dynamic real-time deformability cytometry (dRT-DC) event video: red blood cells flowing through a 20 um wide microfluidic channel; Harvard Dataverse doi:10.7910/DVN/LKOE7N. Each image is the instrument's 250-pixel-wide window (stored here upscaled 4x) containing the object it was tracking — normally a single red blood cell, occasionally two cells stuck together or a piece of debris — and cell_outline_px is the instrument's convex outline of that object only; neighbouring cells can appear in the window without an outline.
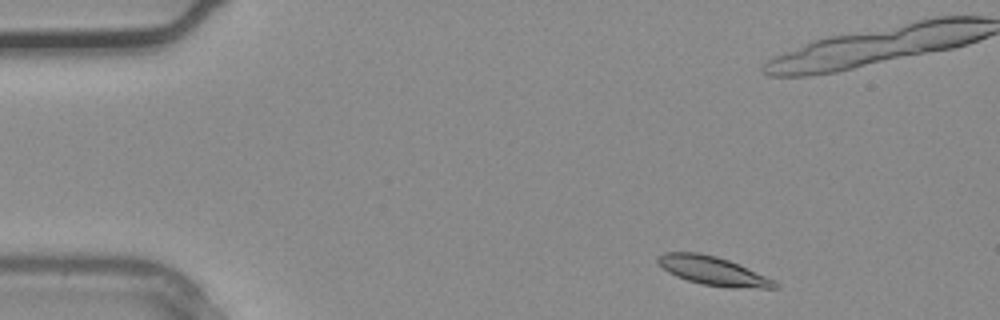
{"species": "common noctule bat (a hibernating species)", "species_latin": "Nyctalus noctula", "temperature_condition": "warm", "stored_images_in_passage": 3, "camera_frame_rate_fps": 3000, "um_per_image_px": 0.085, "animal": {"sex": "male", "body_mass_g": 20.4}, "frame": {"image": 1, "passage_image": 1, "time_ms": 0.0, "image_size_px": [1000, 320], "cell_outline_px": [[780, 288], [728, 288], [700, 284], [676, 276], [668, 272], [656, 260], [656, 256], [664, 252], [700, 252], [716, 256], [728, 260], [764, 276], [780, 284]], "centroid_in_image_um": [60.57, 23.03], "position_along_channel_um": 24.4, "area_um2": 19.48}}